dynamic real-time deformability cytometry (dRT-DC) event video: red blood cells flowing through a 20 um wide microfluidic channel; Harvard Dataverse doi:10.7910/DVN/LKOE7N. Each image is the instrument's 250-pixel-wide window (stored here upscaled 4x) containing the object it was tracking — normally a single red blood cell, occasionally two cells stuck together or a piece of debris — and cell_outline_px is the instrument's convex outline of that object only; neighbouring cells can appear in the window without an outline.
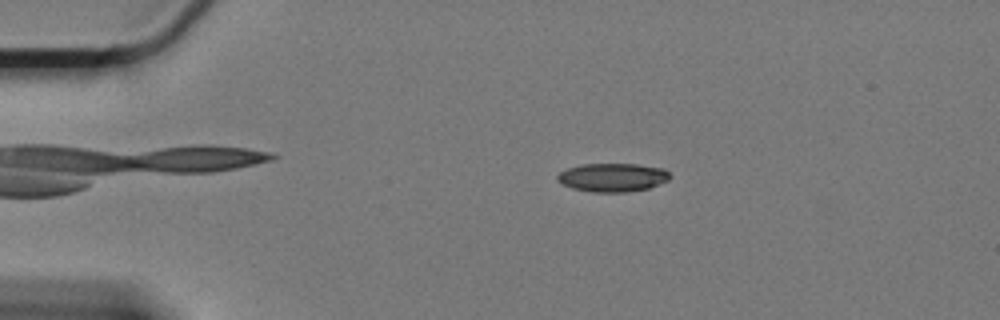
{"species": "Egyptian fruit bat (a non-hibernating species)", "species_latin": "Rousettus aegyptiacus", "temperature_condition": "cold", "stored_images_in_passage": 50, "camera_frame_rate_fps": 3000, "um_per_image_px": 0.085, "animal": {"sex": "female"}, "frame": {"image": 1, "passage_image": 1, "time_ms": 0.0, "image_size_px": [1000, 320], "cell_outline_px": [[672, 176], [668, 180], [648, 188], [628, 192], [592, 192], [572, 188], [560, 184], [556, 180], [556, 176], [560, 172], [568, 168], [584, 164], [636, 164], [664, 168]], "centroid_in_image_um": [52.05, 15.08], "position_along_channel_um": 32.9, "area_um2": 18.79}}
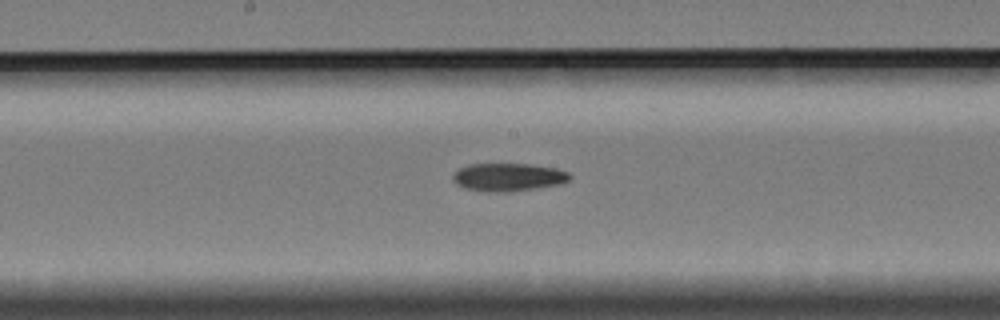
{"frame": {"image": 2, "passage_image": 21, "time_ms": 6.667, "image_size_px": [1000, 320], "cell_outline_px": [[572, 176], [568, 180], [560, 184], [536, 188], [508, 192], [484, 192], [464, 188], [456, 184], [452, 180], [452, 176], [460, 168], [468, 164], [532, 164], [556, 168], [568, 172]], "centroid_in_image_um": [43.19, 15.06], "position_along_channel_um": 205.0, "area_um2": 19.19}}
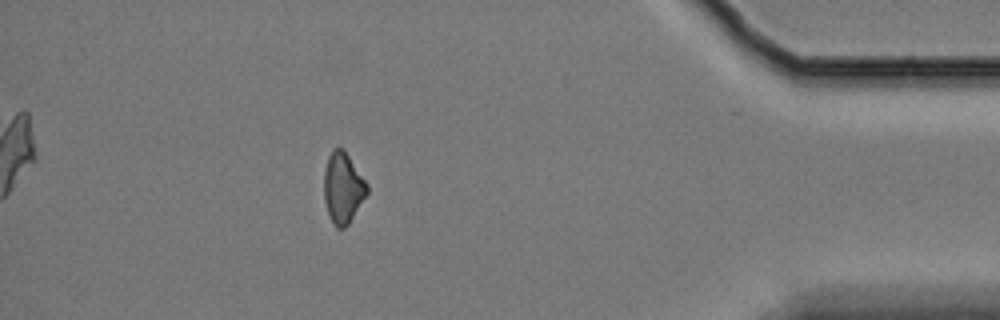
{"frame": {"image": 3, "passage_image": 43, "time_ms": 14.0, "image_size_px": [1000, 320], "cell_outline_px": [[368, 192], [348, 224], [344, 228], [336, 228], [328, 216], [324, 200], [324, 168], [328, 156], [332, 148], [344, 148], [368, 184]], "centroid_in_image_um": [29.13, 15.94], "position_along_channel_um": 406.1, "area_um2": 17.92}, "authors_computed_cell_mechanics": {"area_um2": 18.9584, "velocity_mm_per_s": 3.3026, "shape_relaxation_time_tau1_ms": 8.4253, "shape_relaxation_time_tau2_ms": null, "deformation_change_tau1": 0.1646, "deformation_change_tau2": null}}